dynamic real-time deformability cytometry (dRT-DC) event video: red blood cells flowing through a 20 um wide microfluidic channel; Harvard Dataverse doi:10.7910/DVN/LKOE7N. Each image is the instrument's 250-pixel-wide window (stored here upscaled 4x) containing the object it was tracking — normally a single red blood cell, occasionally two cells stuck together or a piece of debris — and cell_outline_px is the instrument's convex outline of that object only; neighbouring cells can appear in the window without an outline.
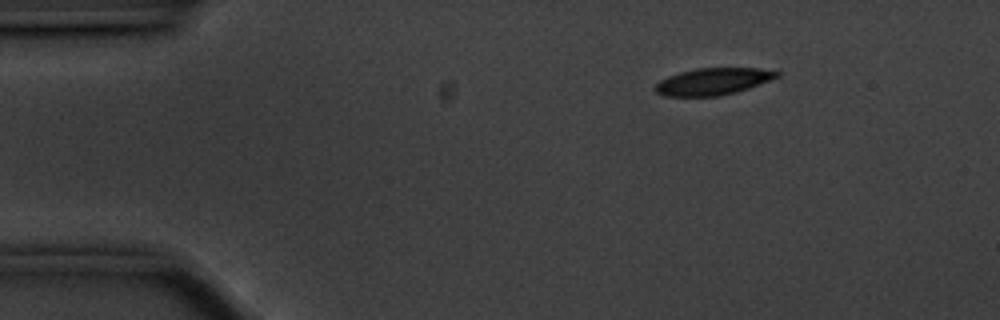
{"species": "common noctule bat (a hibernating species)", "species_latin": "Nyctalus noctula", "temperature_condition": "cold", "stored_images_in_passage": 50, "camera_frame_rate_fps": 3000, "um_per_image_px": 0.085, "animal": {"sex": "male", "body_mass_g": 20.1, "forearm_length_mm": 53.5}, "frame": {"image": 1, "passage_image": 2, "time_ms": 0.333, "image_size_px": [1000, 320], "cell_outline_px": [[780, 76], [748, 88], [736, 92], [720, 96], [664, 96], [656, 92], [652, 88], [660, 80], [668, 76], [680, 72], [696, 68], [756, 68], [780, 72]], "centroid_in_image_um": [60.56, 6.93], "position_along_channel_um": 24.4, "area_um2": 19.02}}
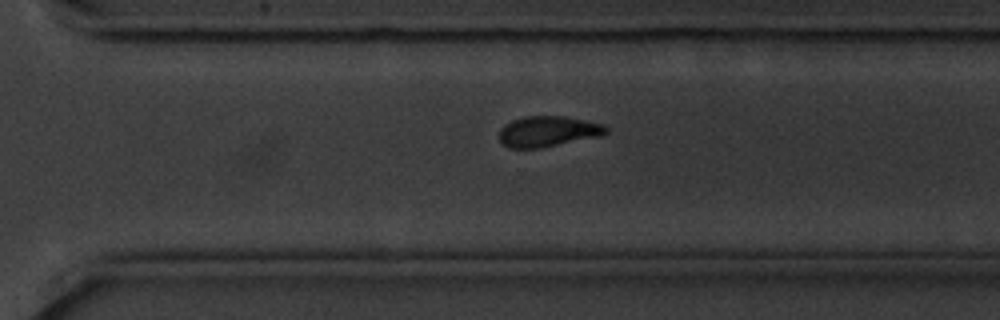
{"frame": {"image": 2, "passage_image": 33, "time_ms": 10.667, "image_size_px": [1000, 320], "cell_outline_px": [[608, 132], [600, 136], [540, 148], [508, 148], [500, 140], [500, 128], [504, 124], [512, 120], [524, 116], [564, 116], [604, 124], [608, 128]], "centroid_in_image_um": [46.57, 11.16], "position_along_channel_um": 324.0, "area_um2": 19.07}}
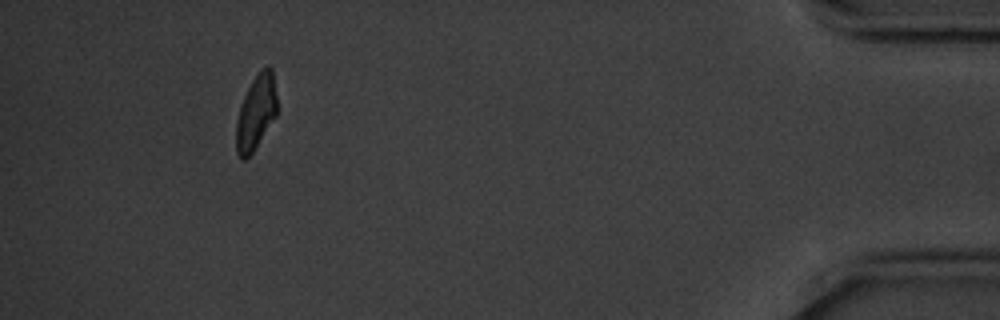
{"frame": {"image": 3, "passage_image": 46, "time_ms": 15.0, "image_size_px": [1000, 320], "cell_outline_px": [[276, 116], [252, 152], [244, 160], [236, 152], [236, 120], [240, 104], [252, 80], [268, 64], [272, 68], [276, 96]], "centroid_in_image_um": [21.74, 9.55], "position_along_channel_um": 413.5, "area_um2": 17.46}, "authors_computed_cell_mechanics": {"area_um2": 19.8543, "velocity_mm_per_s": 3.5222, "shape_relaxation_time_tau1_ms": 2.7631, "shape_relaxation_time_tau2_ms": 9.348, "deformation_change_tau1": 0.1008, "deformation_change_tau2": 0.1517}}